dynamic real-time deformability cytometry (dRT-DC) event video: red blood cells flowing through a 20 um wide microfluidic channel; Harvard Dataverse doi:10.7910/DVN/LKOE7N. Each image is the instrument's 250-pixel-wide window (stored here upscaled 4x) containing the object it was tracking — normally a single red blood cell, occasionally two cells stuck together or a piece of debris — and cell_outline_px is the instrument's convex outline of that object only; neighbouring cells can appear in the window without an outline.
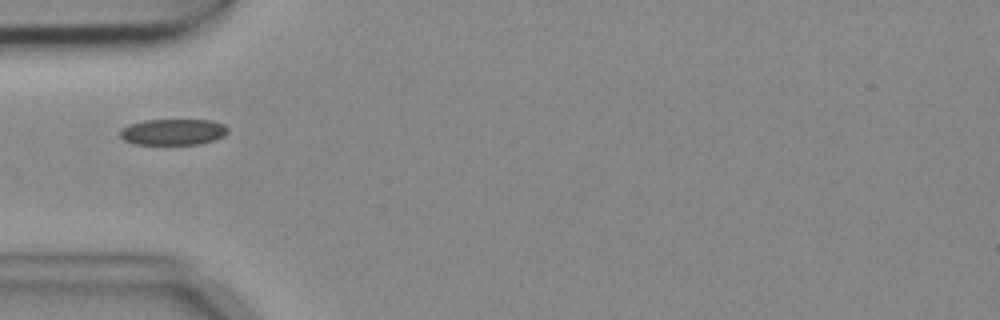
{"species": "common noctule bat (a hibernating species)", "species_latin": "Nyctalus noctula", "temperature_condition": "cold", "stored_images_in_passage": 2, "camera_frame_rate_fps": 3000, "um_per_image_px": 0.085, "animal": {"sex": "female", "body_mass_g": 18.4}, "frame": {"image": 1, "passage_image": 1, "time_ms": 0.0, "image_size_px": [1000, 320], "cell_outline_px": [[228, 132], [224, 136], [200, 144], [136, 144], [124, 140], [120, 136], [120, 128], [128, 124], [144, 120], [212, 120], [224, 124], [228, 128]], "centroid_in_image_um": [14.7, 11.2], "position_along_channel_um": 70.3, "area_um2": 16.47}}